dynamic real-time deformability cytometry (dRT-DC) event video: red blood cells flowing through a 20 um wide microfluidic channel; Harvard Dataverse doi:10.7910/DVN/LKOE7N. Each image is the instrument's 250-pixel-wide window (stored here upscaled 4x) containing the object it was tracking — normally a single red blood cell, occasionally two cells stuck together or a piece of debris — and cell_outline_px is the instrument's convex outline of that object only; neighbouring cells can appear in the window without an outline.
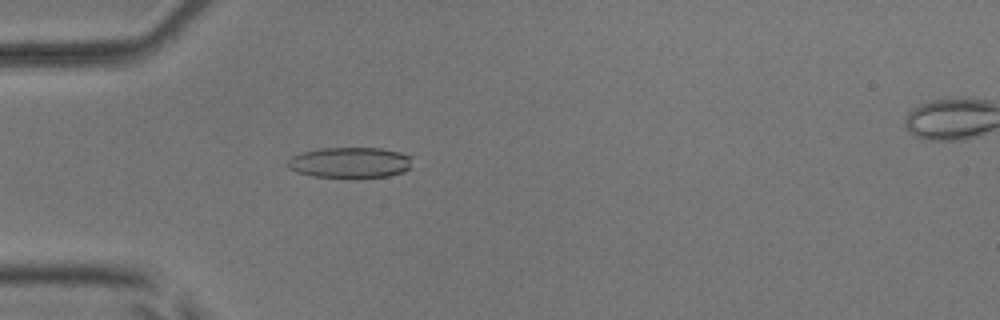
{"species": "common noctule bat (a hibernating species)", "species_latin": "Nyctalus noctula", "temperature_condition": "room temperature", "stored_images_in_passage": 54, "camera_frame_rate_fps": 3000, "um_per_image_px": 0.085, "animal": {"sex": "male", "body_mass_g": 17.9, "forearm_length_mm": 54.2}, "frame": {"image": 1, "passage_image": 17, "time_ms": 5.333, "image_size_px": [1000, 320], "cell_outline_px": [[412, 168], [404, 172], [388, 176], [312, 176], [296, 172], [288, 168], [284, 164], [292, 156], [304, 152], [320, 148], [380, 148], [400, 152], [412, 156]], "centroid_in_image_um": [29.77, 13.8], "position_along_channel_um": 55.2, "area_um2": 22.2}}
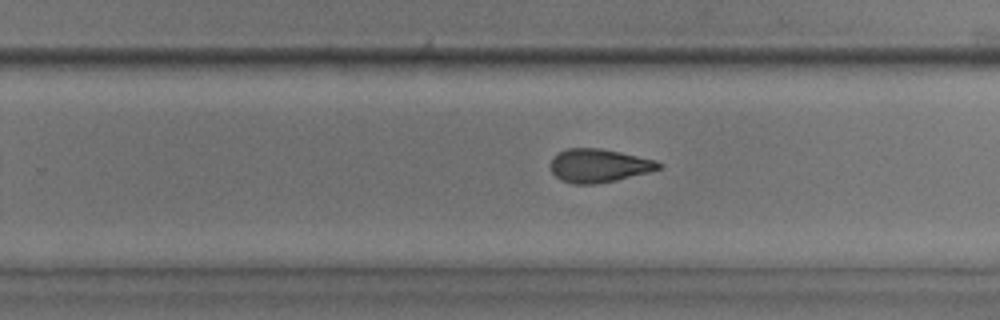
{"frame": {"image": 2, "passage_image": 35, "time_ms": 11.333, "image_size_px": [1000, 320], "cell_outline_px": [[664, 168], [616, 180], [596, 184], [572, 184], [560, 180], [552, 172], [548, 164], [552, 156], [568, 148], [600, 148], [620, 152], [656, 160], [664, 164]], "centroid_in_image_um": [50.89, 14.08], "position_along_channel_um": 278.9, "area_um2": 21.33}}
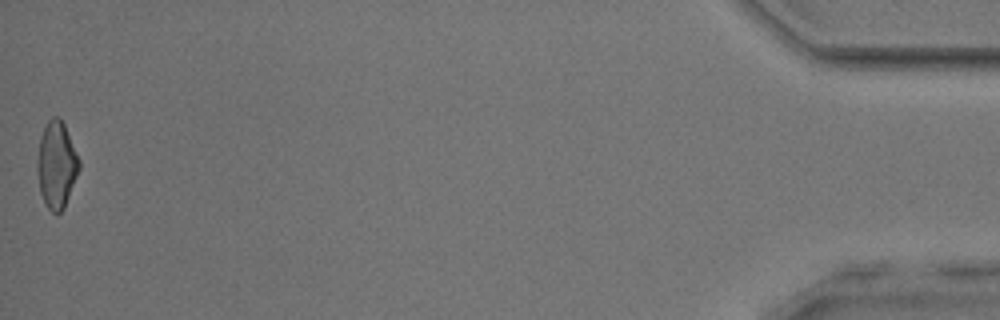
{"frame": {"image": 3, "passage_image": 54, "time_ms": 17.667, "image_size_px": [1000, 320], "cell_outline_px": [[80, 168], [64, 208], [56, 216], [48, 208], [40, 192], [36, 172], [36, 164], [40, 136], [48, 120], [52, 116], [60, 116], [64, 124], [80, 160]], "centroid_in_image_um": [4.79, 14.01], "position_along_channel_um": 430.4, "area_um2": 21.33}, "authors_computed_cell_mechanics": {"area_um2": 21.6461, "velocity_mm_per_s": 3.8833, "shape_relaxation_time_tau1_ms": 6.258, "shape_relaxation_time_tau2_ms": 3.1919, "deformation_change_tau1": 0.1773, "deformation_change_tau2": 0.1105}}